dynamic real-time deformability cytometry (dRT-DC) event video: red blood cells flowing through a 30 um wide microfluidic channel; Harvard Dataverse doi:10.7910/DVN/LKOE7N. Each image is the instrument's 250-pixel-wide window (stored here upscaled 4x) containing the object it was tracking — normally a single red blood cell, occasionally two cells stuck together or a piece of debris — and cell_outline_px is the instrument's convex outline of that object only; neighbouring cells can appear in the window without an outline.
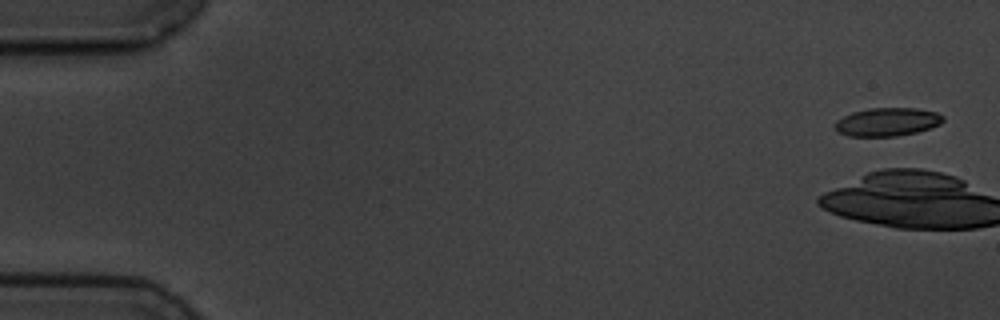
{"species": "common noctule bat (a hibernating species)", "species_latin": "Nyctalus noctula", "temperature_condition": "cold", "stored_images_in_passage": 5, "camera_frame_rate_fps": 3000, "um_per_image_px": 0.085, "animal": {"sex": "male", "body_mass_g": 19.5, "forearm_length_mm": 54.6}, "frame": {"image": 1, "passage_image": 1, "time_ms": 0.0, "image_size_px": [1000, 320], "cell_outline_px": [[944, 120], [940, 124], [916, 132], [896, 136], [848, 136], [836, 132], [836, 120], [852, 112], [868, 108], [916, 108], [936, 112], [944, 116]], "centroid_in_image_um": [75.41, 10.36], "position_along_channel_um": 9.6, "area_um2": 17.8}}